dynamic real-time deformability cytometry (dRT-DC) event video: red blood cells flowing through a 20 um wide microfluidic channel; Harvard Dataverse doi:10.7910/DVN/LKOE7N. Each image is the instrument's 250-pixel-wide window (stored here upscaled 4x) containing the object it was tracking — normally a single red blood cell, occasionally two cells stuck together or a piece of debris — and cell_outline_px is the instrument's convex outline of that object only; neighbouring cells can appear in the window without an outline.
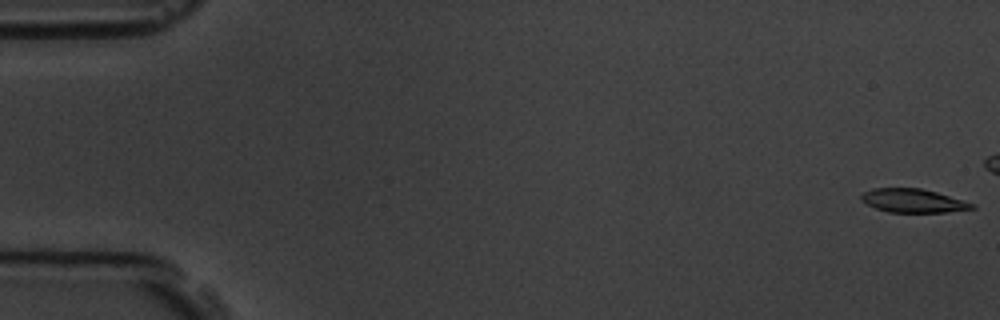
{"species": "common noctule bat (a hibernating species)", "species_latin": "Nyctalus noctula", "temperature_condition": "room temperature", "stored_images_in_passage": 47, "camera_frame_rate_fps": 3000, "um_per_image_px": 0.085, "animal": {"sex": "male", "body_mass_g": 19.5, "forearm_length_mm": 54.6}, "frame": {"image": 1, "passage_image": 1, "time_ms": 0.0, "image_size_px": [1000, 320], "cell_outline_px": [[976, 208], [944, 212], [888, 212], [876, 208], [860, 200], [860, 196], [864, 192], [872, 188], [920, 188], [936, 192], [976, 204]], "centroid_in_image_um": [77.6, 17.06], "position_along_channel_um": 7.4, "area_um2": 15.14}}
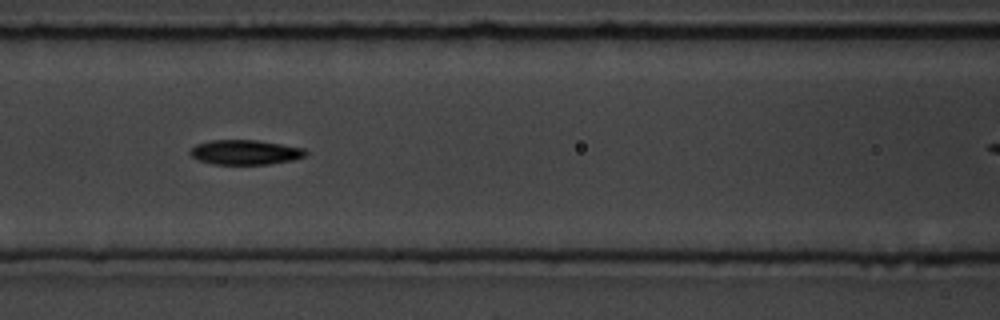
{"frame": {"image": 2, "passage_image": 25, "time_ms": 8.0, "image_size_px": [1000, 320], "cell_outline_px": [[308, 152], [304, 156], [292, 160], [268, 164], [212, 164], [196, 160], [188, 152], [196, 144], [212, 140], [256, 140], [304, 148]], "centroid_in_image_um": [20.8, 12.94], "position_along_channel_um": 145.8, "area_um2": 16.59}}
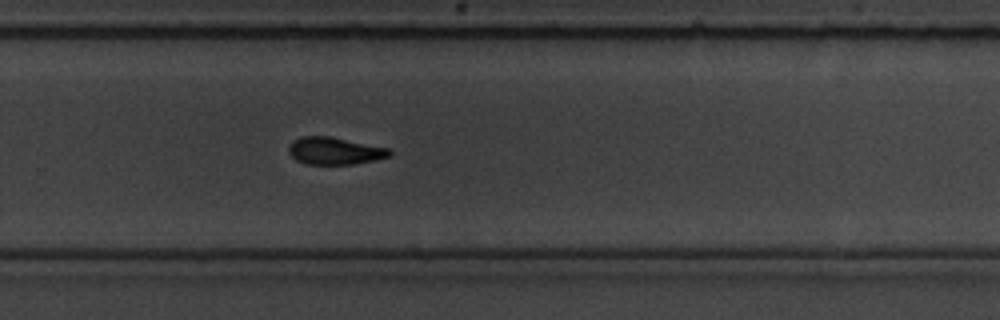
{"frame": {"image": 3, "passage_image": 38, "time_ms": 12.333, "image_size_px": [1000, 320], "cell_outline_px": [[392, 152], [388, 156], [376, 160], [352, 164], [304, 164], [296, 160], [288, 152], [288, 148], [292, 140], [300, 136], [332, 136], [388, 148]], "centroid_in_image_um": [28.41, 12.81], "position_along_channel_um": 301.4, "area_um2": 16.13}}